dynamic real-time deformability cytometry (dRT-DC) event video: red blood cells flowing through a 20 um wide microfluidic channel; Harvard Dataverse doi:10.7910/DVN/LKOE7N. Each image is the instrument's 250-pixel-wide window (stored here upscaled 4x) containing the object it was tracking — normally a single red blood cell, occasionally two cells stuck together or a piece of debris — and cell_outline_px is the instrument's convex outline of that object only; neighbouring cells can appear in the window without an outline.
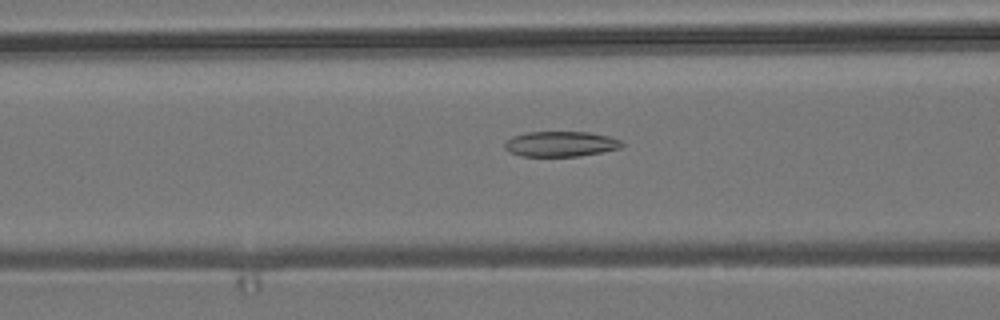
{"species": "common noctule bat (a hibernating species)", "species_latin": "Nyctalus noctula", "temperature_condition": "room temperature", "stored_images_in_passage": 44, "camera_frame_rate_fps": 3000, "um_per_image_px": 0.085, "animal": {"sex": "male", "body_mass_g": 19.2, "forearm_length_mm": 51.8}, "frame": {"image": 1, "passage_image": 12, "time_ms": 3.667, "image_size_px": [1000, 320], "cell_outline_px": [[624, 144], [620, 148], [580, 156], [520, 156], [504, 148], [504, 140], [512, 136], [528, 132], [588, 132], [608, 136], [620, 140]], "centroid_in_image_um": [47.62, 12.23], "position_along_channel_um": 119.0, "area_um2": 17.22}}
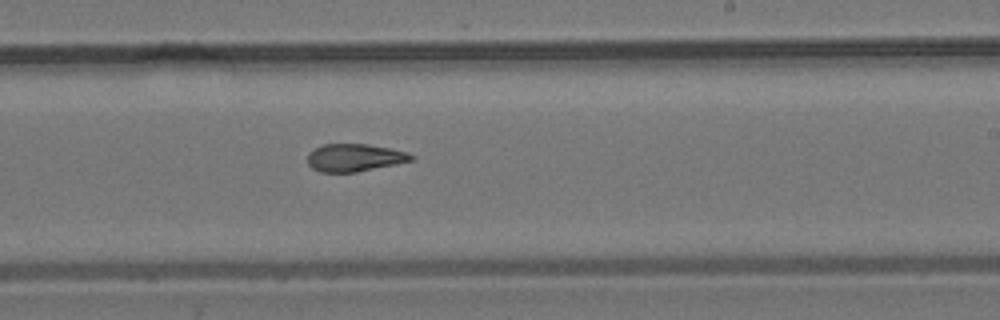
{"frame": {"image": 2, "passage_image": 23, "time_ms": 7.333, "image_size_px": [1000, 320], "cell_outline_px": [[416, 156], [412, 160], [396, 164], [356, 172], [320, 172], [312, 168], [308, 164], [308, 152], [320, 144], [368, 144], [408, 152]], "centroid_in_image_um": [30.12, 13.39], "position_along_channel_um": 258.9, "area_um2": 16.76}}
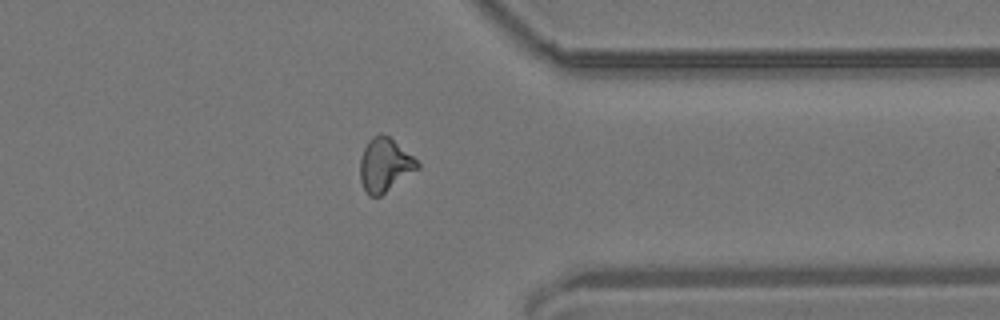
{"frame": {"image": 3, "passage_image": 33, "time_ms": 10.667, "image_size_px": [1000, 320], "cell_outline_px": [[420, 168], [380, 196], [368, 196], [360, 180], [360, 156], [368, 140], [372, 136], [380, 132], [388, 136], [412, 156], [420, 164]], "centroid_in_image_um": [32.68, 14.02], "position_along_channel_um": 378.7, "area_um2": 17.86}, "authors_computed_cell_mechanics": {"area_um2": 17.5423, "velocity_mm_per_s": 3.8216, "shape_relaxation_time_tau1_ms": null, "shape_relaxation_time_tau2_ms": 3.3553, "deformation_change_tau1": null, "deformation_change_tau2": 0.1186}}